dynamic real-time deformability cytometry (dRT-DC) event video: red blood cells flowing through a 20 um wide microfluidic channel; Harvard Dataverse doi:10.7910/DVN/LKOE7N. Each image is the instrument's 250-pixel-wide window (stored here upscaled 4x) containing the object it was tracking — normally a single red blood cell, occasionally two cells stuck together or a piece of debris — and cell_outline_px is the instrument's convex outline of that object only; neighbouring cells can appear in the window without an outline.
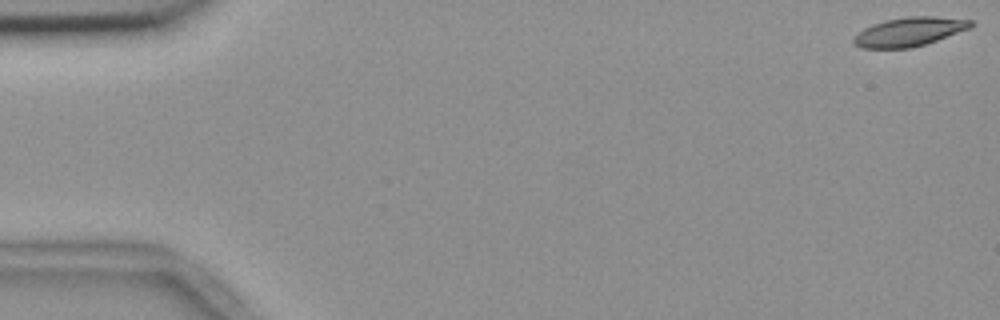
{"species": "common noctule bat (a hibernating species)", "species_latin": "Nyctalus noctula", "temperature_condition": "room temperature", "stored_images_in_passage": 55, "camera_frame_rate_fps": 3000, "um_per_image_px": 0.085, "animal": {"sex": "female", "body_mass_g": 18.4}, "frame": {"image": 1, "passage_image": 1, "time_ms": 0.0, "image_size_px": [1000, 320], "cell_outline_px": [[972, 24], [968, 28], [936, 40], [912, 48], [864, 48], [856, 44], [852, 40], [864, 28], [872, 24], [888, 20], [908, 16], [932, 16], [972, 20]], "centroid_in_image_um": [77.27, 2.69], "position_along_channel_um": 7.7, "area_um2": 19.19}}
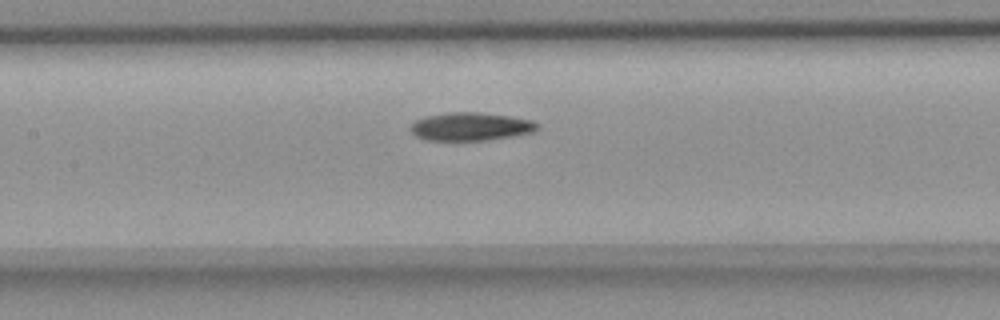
{"frame": {"image": 2, "passage_image": 26, "time_ms": 8.333, "image_size_px": [1000, 320], "cell_outline_px": [[540, 124], [532, 132], [512, 136], [488, 140], [424, 140], [416, 136], [408, 128], [416, 120], [428, 116], [448, 112], [480, 112], [508, 116], [532, 120]], "centroid_in_image_um": [39.99, 10.76], "position_along_channel_um": 167.4, "area_um2": 20.69}}
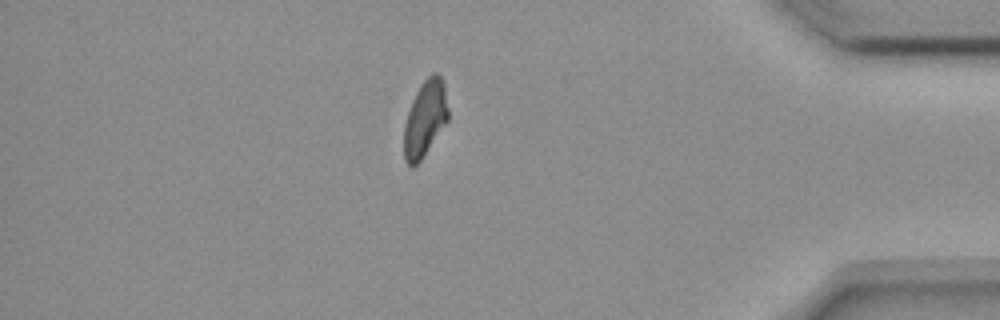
{"frame": {"image": 3, "passage_image": 48, "time_ms": 15.667, "image_size_px": [1000, 320], "cell_outline_px": [[448, 120], [420, 160], [412, 168], [404, 160], [404, 124], [412, 100], [420, 84], [432, 72], [436, 72], [440, 76], [444, 84], [448, 108]], "centroid_in_image_um": [36.12, 10.05], "position_along_channel_um": 399.1, "area_um2": 19.42}}